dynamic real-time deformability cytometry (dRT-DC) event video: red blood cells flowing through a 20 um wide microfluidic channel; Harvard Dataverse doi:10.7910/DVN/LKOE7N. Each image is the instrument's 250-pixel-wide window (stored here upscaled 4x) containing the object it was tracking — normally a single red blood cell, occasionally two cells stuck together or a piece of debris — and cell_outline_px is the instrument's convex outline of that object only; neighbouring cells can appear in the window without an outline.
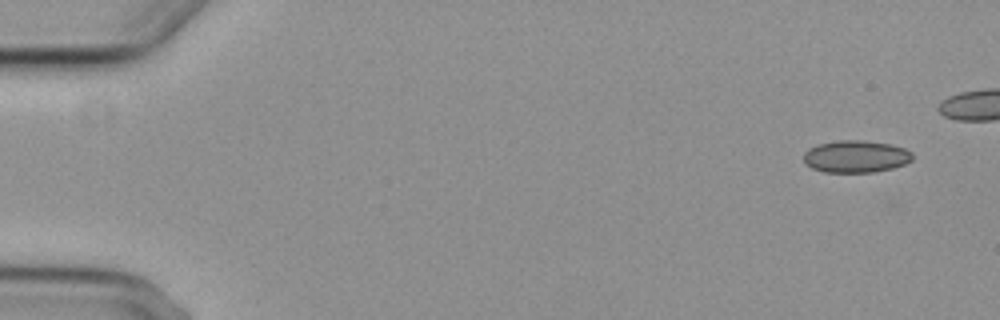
{"species": "common noctule bat (a hibernating species)", "species_latin": "Nyctalus noctula", "temperature_condition": "cold", "stored_images_in_passage": 5, "camera_frame_rate_fps": 3000, "um_per_image_px": 0.085, "animal": {"sex": "female", "body_mass_g": 29.2, "forearm_length_mm": 56.3}, "frame": {"image": 1, "passage_image": 1, "time_ms": 0.0, "image_size_px": [1000, 320], "cell_outline_px": [[912, 160], [904, 164], [892, 168], [872, 172], [824, 172], [812, 168], [804, 160], [804, 152], [808, 148], [820, 144], [840, 140], [864, 140], [892, 144], [904, 148], [912, 152]], "centroid_in_image_um": [72.76, 13.29], "position_along_channel_um": 12.2, "area_um2": 20.35}}